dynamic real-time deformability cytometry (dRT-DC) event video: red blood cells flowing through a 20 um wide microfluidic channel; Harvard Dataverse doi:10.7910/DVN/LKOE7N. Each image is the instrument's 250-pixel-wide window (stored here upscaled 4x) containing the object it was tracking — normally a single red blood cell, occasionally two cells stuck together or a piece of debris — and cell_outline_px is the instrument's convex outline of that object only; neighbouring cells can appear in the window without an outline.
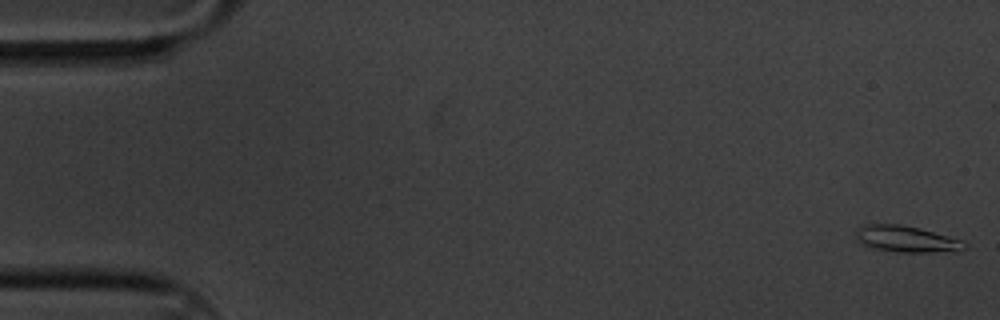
{"species": "common noctule bat (a hibernating species)", "species_latin": "Nyctalus noctula", "temperature_condition": "cold", "stored_images_in_passage": 18, "camera_frame_rate_fps": 3000, "um_per_image_px": 0.085, "animal": {"sex": "male", "body_mass_g": 20.1, "forearm_length_mm": 53.5}, "frame": {"image": 1, "passage_image": 1, "time_ms": 0.0, "image_size_px": [1000, 320], "cell_outline_px": [[968, 248], [960, 252], [900, 252], [876, 248], [864, 244], [856, 236], [856, 232], [860, 228], [872, 224], [900, 224], [920, 228], [960, 240], [968, 244]], "centroid_in_image_um": [77.17, 20.33], "position_along_channel_um": 7.8, "area_um2": 16.42}}